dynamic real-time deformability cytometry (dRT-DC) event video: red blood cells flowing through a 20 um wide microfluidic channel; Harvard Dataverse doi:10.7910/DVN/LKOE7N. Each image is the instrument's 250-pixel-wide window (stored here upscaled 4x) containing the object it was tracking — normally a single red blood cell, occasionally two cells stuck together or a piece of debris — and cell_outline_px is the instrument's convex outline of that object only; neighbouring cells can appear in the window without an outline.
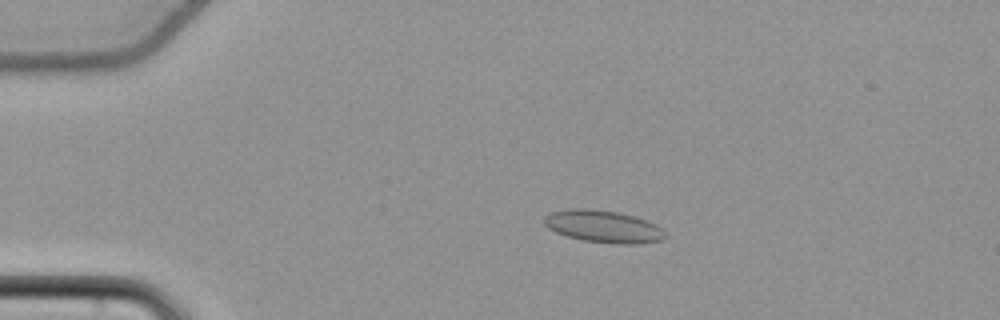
{"species": "common noctule bat (a hibernating species)", "species_latin": "Nyctalus noctula", "temperature_condition": "cold", "stored_images_in_passage": 46, "camera_frame_rate_fps": 3000, "um_per_image_px": 0.085, "animal": {"sex": "female", "body_mass_g": 22.7, "forearm_length_mm": 54.2}, "frame": {"image": 1, "passage_image": 3, "time_ms": 0.667, "image_size_px": [1000, 320], "cell_outline_px": [[668, 236], [660, 240], [632, 244], [616, 244], [584, 240], [568, 236], [556, 232], [548, 228], [544, 224], [544, 216], [552, 212], [568, 208], [592, 208], [616, 212], [632, 216], [656, 224], [664, 228]], "centroid_in_image_um": [51.28, 19.24], "position_along_channel_um": 33.7, "area_um2": 22.72}}
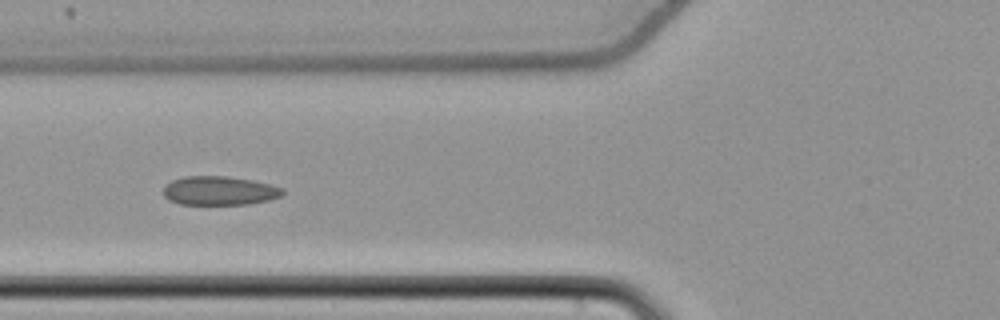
{"frame": {"image": 2, "passage_image": 13, "time_ms": 4.0, "image_size_px": [1000, 320], "cell_outline_px": [[284, 192], [280, 196], [268, 200], [248, 204], [180, 204], [168, 200], [164, 196], [164, 184], [172, 180], [184, 176], [228, 176], [252, 180], [284, 188]], "centroid_in_image_um": [18.62, 16.2], "position_along_channel_um": 107.2, "area_um2": 20.11}}
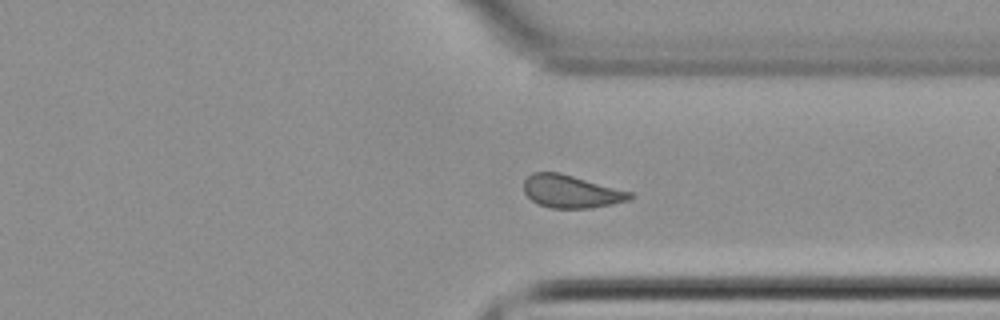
{"frame": {"image": 3, "passage_image": 33, "time_ms": 10.667, "image_size_px": [1000, 320], "cell_outline_px": [[632, 196], [628, 200], [612, 204], [592, 208], [552, 208], [540, 204], [532, 200], [524, 192], [524, 180], [532, 172], [560, 172], [632, 192]], "centroid_in_image_um": [48.53, 16.27], "position_along_channel_um": 362.9, "area_um2": 20.17}, "authors_computed_cell_mechanics": {"area_um2": 20.4034, "velocity_mm_per_s": 3.8247, "shape_relaxation_time_tau1_ms": 8.2981, "shape_relaxation_time_tau2_ms": 1.8262, "deformation_change_tau1": 0.0936, "deformation_change_tau2": 0.0689}}